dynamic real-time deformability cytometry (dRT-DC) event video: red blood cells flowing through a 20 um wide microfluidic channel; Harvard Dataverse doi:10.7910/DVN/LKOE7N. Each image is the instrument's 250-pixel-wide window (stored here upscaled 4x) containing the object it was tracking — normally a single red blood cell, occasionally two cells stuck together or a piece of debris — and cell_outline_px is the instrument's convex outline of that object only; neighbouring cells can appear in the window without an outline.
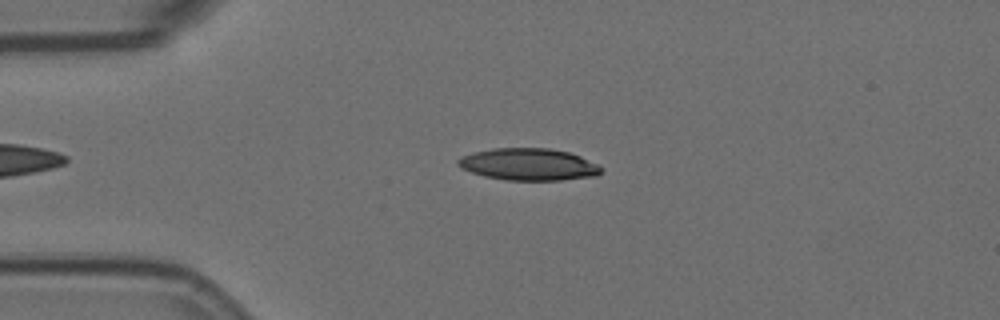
{"species": "Egyptian fruit bat (a non-hibernating species)", "species_latin": "Rousettus aegyptiacus", "temperature_condition": "room temperature", "stored_images_in_passage": 5, "camera_frame_rate_fps": 3000, "um_per_image_px": 0.085, "animal": {"sex": "female"}, "frame": {"image": 1, "passage_image": 3, "time_ms": 0.667, "image_size_px": [1000, 320], "cell_outline_px": [[604, 168], [596, 176], [560, 180], [504, 180], [484, 176], [460, 168], [456, 164], [456, 160], [460, 156], [472, 152], [492, 148], [548, 148], [568, 152], [580, 156]], "centroid_in_image_um": [44.88, 13.97], "position_along_channel_um": 40.1, "area_um2": 26.82}}
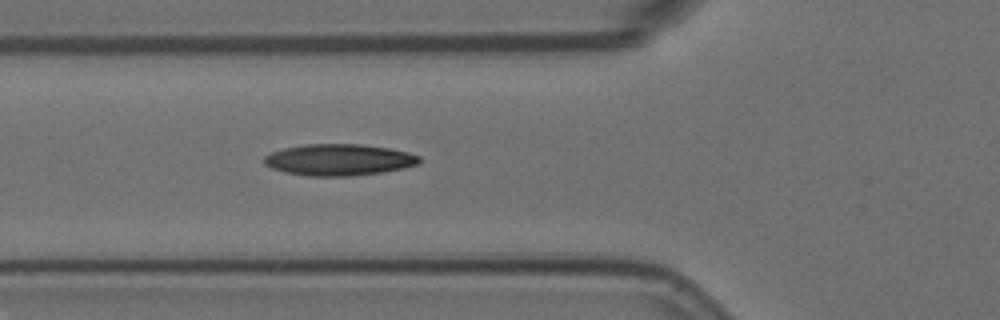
{"frame": {"image": 2, "passage_image": 5, "time_ms": 1.333, "image_size_px": [1000, 320], "cell_outline_px": [[420, 160], [416, 164], [404, 168], [380, 172], [352, 176], [308, 176], [284, 172], [272, 168], [264, 164], [264, 156], [272, 152], [284, 148], [308, 144], [360, 144], [388, 148], [408, 152], [420, 156]], "centroid_in_image_um": [28.79, 13.58], "position_along_channel_um": 97.0, "area_um2": 28.32}}